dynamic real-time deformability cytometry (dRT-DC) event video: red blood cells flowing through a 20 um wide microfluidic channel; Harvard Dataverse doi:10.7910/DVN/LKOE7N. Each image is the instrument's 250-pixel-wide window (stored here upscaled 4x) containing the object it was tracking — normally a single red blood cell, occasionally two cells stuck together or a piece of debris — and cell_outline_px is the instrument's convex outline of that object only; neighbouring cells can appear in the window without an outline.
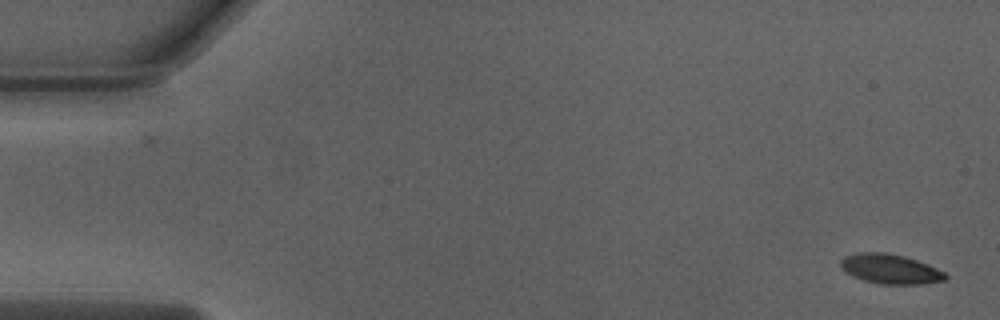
{"species": "Egyptian fruit bat (a non-hibernating species)", "species_latin": "Rousettus aegyptiacus", "temperature_condition": "warm", "stored_images_in_passage": 10, "camera_frame_rate_fps": 3000, "um_per_image_px": 0.085, "animal": {"sex": "male"}, "frame": {"image": 1, "passage_image": 1, "time_ms": 0.0, "image_size_px": [1000, 320], "cell_outline_px": [[948, 276], [944, 280], [924, 284], [880, 284], [864, 280], [852, 276], [844, 272], [840, 264], [840, 260], [844, 256], [856, 252], [884, 252], [904, 256], [928, 264], [944, 272]], "centroid_in_image_um": [75.64, 22.86], "position_along_channel_um": 9.4, "area_um2": 18.21}}